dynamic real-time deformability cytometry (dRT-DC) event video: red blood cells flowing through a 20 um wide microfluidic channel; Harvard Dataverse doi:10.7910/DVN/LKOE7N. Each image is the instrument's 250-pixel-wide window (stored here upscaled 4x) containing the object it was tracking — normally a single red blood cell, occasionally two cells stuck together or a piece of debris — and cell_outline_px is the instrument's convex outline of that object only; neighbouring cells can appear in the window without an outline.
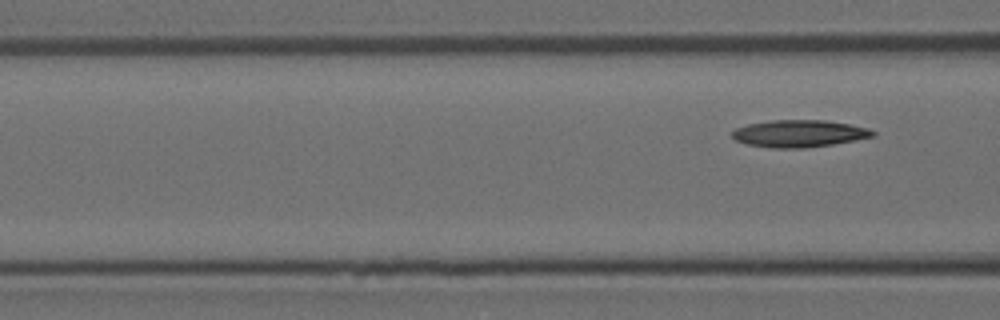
{"species": "Egyptian fruit bat (a non-hibernating species)", "species_latin": "Rousettus aegyptiacus", "temperature_condition": "room temperature", "stored_images_in_passage": 7, "segment_of_instrument_passage": [2, 2], "camera_frame_rate_fps": 3000, "um_per_image_px": 0.085, "animal": {"sex": "female"}, "frame": {"image": 1, "passage_image": 7, "time_ms": 7.333, "image_size_px": [1000, 320], "cell_outline_px": [[876, 136], [832, 144], [804, 148], [772, 148], [744, 144], [736, 140], [732, 136], [732, 132], [736, 128], [748, 124], [768, 120], [824, 120], [848, 124], [868, 128], [876, 132]], "centroid_in_image_um": [67.91, 11.35], "position_along_channel_um": 98.7, "area_um2": 22.25}}